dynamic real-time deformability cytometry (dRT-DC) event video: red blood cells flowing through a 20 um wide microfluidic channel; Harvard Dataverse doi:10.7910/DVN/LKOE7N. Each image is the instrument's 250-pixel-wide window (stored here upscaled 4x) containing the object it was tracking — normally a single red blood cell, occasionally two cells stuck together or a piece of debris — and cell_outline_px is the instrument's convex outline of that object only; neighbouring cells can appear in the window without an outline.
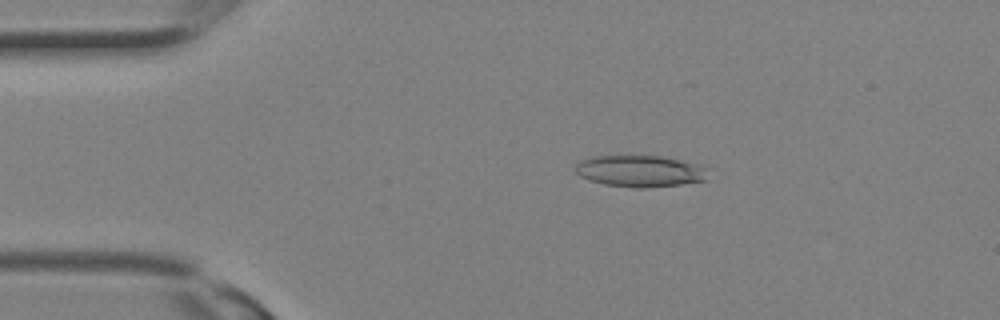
{"species": "Egyptian fruit bat (a non-hibernating species)", "species_latin": "Rousettus aegyptiacus", "temperature_condition": "room temperature", "stored_images_in_passage": 10, "camera_frame_rate_fps": 3000, "um_per_image_px": 0.085, "animal": {"sex": "female"}, "frame": {"image": 1, "passage_image": 6, "time_ms": 1.667, "image_size_px": [1000, 320], "cell_outline_px": [[708, 180], [680, 184], [644, 188], [636, 188], [604, 184], [580, 176], [576, 172], [576, 164], [580, 160], [592, 156], [660, 156], [704, 164], [708, 168]], "centroid_in_image_um": [54.48, 14.53], "position_along_channel_um": 30.5, "area_um2": 24.62}}